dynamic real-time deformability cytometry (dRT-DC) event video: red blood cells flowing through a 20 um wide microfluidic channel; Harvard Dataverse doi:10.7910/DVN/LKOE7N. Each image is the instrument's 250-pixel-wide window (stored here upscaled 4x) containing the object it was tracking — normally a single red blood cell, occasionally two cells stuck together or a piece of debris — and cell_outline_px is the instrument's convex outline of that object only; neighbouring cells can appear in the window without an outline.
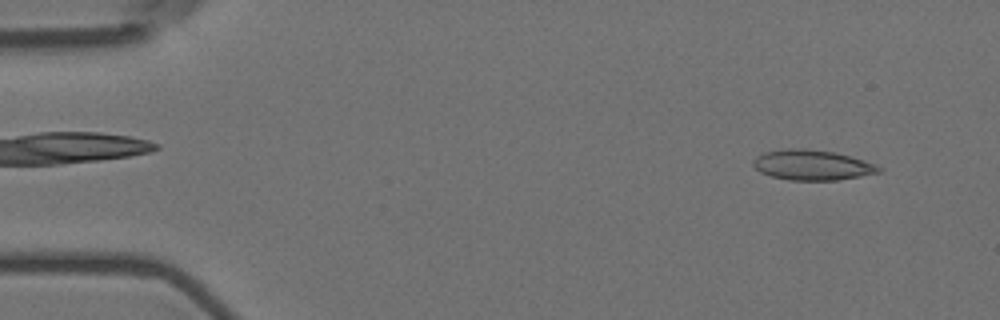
{"species": "Egyptian fruit bat (a non-hibernating species)", "species_latin": "Rousettus aegyptiacus", "temperature_condition": "room temperature", "stored_images_in_passage": 14, "camera_frame_rate_fps": 3000, "um_per_image_px": 0.085, "animal": {"sex": "female"}, "frame": {"image": 1, "passage_image": 1, "time_ms": 0.0, "image_size_px": [1000, 320], "cell_outline_px": [[884, 168], [880, 172], [860, 176], [836, 180], [788, 180], [772, 176], [760, 172], [752, 164], [752, 160], [756, 156], [764, 152], [788, 148], [804, 148], [832, 152], [864, 160], [876, 164]], "centroid_in_image_um": [69.02, 14.02], "position_along_channel_um": 16.0, "area_um2": 22.08}}
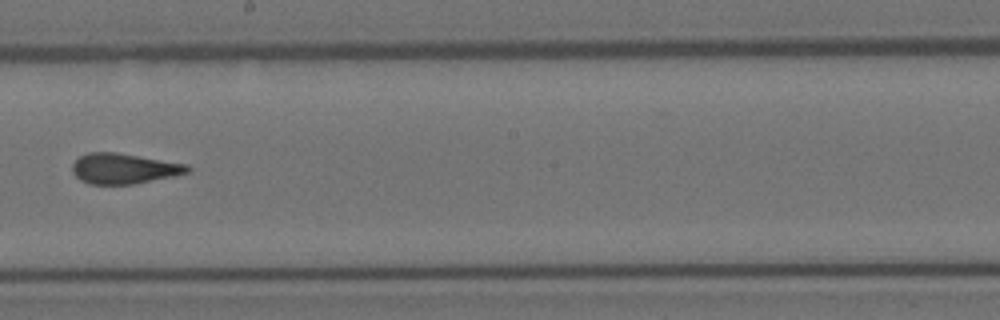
{"frame": {"image": 2, "passage_image": 8, "time_ms": 2.333, "image_size_px": [1000, 320], "cell_outline_px": [[192, 168], [188, 172], [172, 176], [132, 184], [88, 184], [80, 180], [72, 172], [72, 164], [80, 156], [88, 152], [116, 152], [188, 164]], "centroid_in_image_um": [10.51, 14.32], "position_along_channel_um": 237.7, "area_um2": 20.35}}
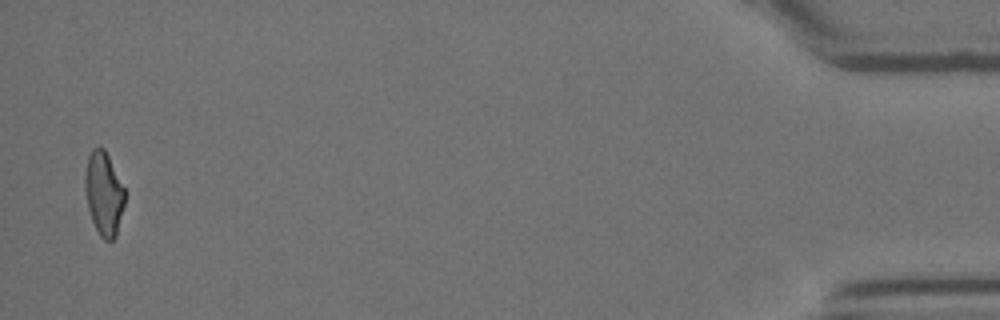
{"frame": {"image": 3, "passage_image": 14, "time_ms": 4.333, "image_size_px": [1000, 320], "cell_outline_px": [[124, 204], [116, 236], [112, 240], [104, 240], [100, 236], [92, 220], [88, 208], [84, 188], [84, 176], [88, 156], [92, 148], [104, 148], [124, 188]], "centroid_in_image_um": [8.8, 16.46], "position_along_channel_um": 426.4, "area_um2": 19.13}}